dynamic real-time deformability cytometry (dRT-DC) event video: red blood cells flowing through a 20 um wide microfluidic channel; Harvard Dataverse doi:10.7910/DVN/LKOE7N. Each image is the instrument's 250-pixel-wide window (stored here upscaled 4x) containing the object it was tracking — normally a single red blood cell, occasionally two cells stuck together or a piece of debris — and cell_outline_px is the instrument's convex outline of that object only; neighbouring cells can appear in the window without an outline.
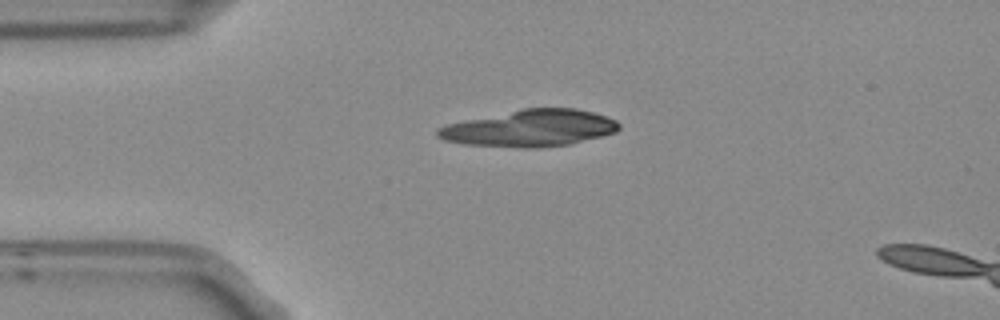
{"species": "Egyptian fruit bat (a non-hibernating species)", "species_latin": "Rousettus aegyptiacus", "temperature_condition": "room temperature", "stored_images_in_passage": 4, "camera_frame_rate_fps": 3000, "um_per_image_px": 0.085, "frame": {"image": 1, "passage_image": 4, "time_ms": 1.0, "image_size_px": [1000, 320], "cell_outline_px": [[620, 128], [616, 132], [572, 144], [536, 148], [520, 148], [464, 144], [444, 140], [436, 136], [436, 128], [448, 124], [524, 108], [572, 108], [592, 112], [616, 120], [620, 124]], "centroid_in_image_um": [45.05, 10.91], "position_along_channel_um": 39.9, "area_um2": 38.67}}